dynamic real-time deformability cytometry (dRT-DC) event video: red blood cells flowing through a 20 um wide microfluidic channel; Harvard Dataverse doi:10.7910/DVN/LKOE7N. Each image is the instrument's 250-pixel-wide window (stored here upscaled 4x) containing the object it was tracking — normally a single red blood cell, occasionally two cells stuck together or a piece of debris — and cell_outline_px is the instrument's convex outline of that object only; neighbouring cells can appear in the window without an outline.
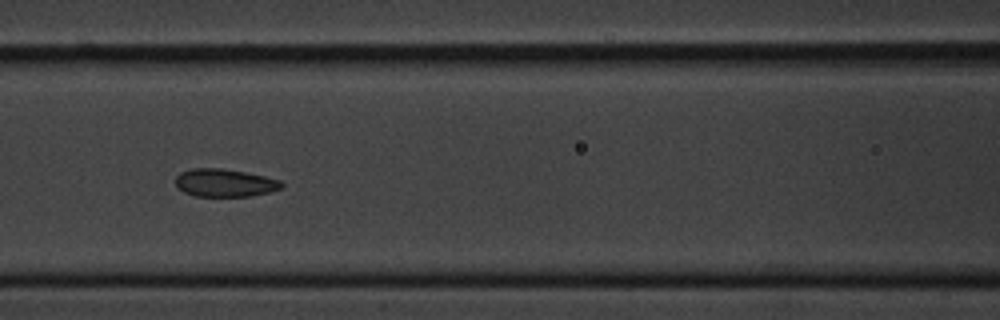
{"species": "common noctule bat (a hibernating species)", "species_latin": "Nyctalus noctula", "temperature_condition": "cold", "stored_images_in_passage": 7, "camera_frame_rate_fps": 3000, "um_per_image_px": 0.085, "animal": {"sex": "male", "body_mass_g": 20.1, "forearm_length_mm": 53.5}, "frame": {"image": 1, "passage_image": 7, "time_ms": 7.0, "image_size_px": [1000, 320], "cell_outline_px": [[284, 184], [280, 188], [268, 192], [248, 196], [196, 196], [184, 192], [176, 188], [176, 176], [180, 172], [192, 168], [220, 168], [244, 172], [264, 176], [280, 180]], "centroid_in_image_um": [19.05, 15.54], "position_along_channel_um": 147.5, "area_um2": 17.11}}